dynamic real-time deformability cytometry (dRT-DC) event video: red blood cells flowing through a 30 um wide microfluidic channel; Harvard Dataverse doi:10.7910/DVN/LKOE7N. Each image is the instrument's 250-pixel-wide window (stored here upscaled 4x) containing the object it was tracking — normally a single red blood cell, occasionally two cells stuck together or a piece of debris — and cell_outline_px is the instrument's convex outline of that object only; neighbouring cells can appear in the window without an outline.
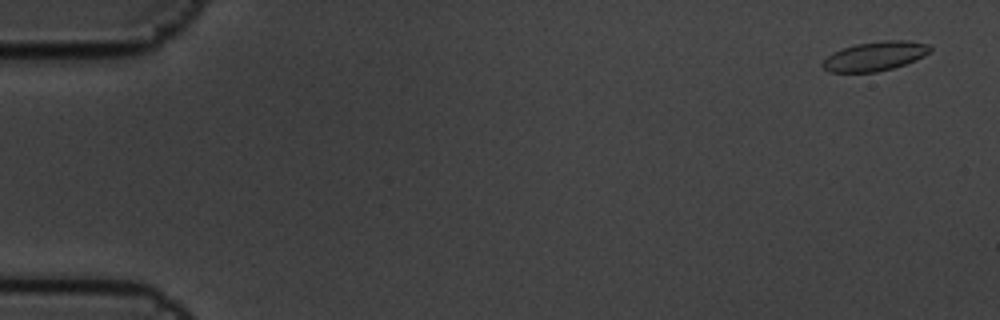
{"species": "common noctule bat (a hibernating species)", "species_latin": "Nyctalus noctula", "temperature_condition": "cold", "stored_images_in_passage": 6, "camera_frame_rate_fps": 3000, "um_per_image_px": 0.085, "animal": {"sex": "male", "body_mass_g": 19.5, "forearm_length_mm": 54.6}, "frame": {"image": 1, "passage_image": 1, "time_ms": 0.0, "image_size_px": [1000, 320], "cell_outline_px": [[932, 48], [924, 56], [916, 60], [892, 68], [876, 72], [828, 72], [820, 64], [832, 52], [856, 44], [884, 40], [908, 40], [928, 44]], "centroid_in_image_um": [74.37, 4.77], "position_along_channel_um": 10.6, "area_um2": 18.26}}
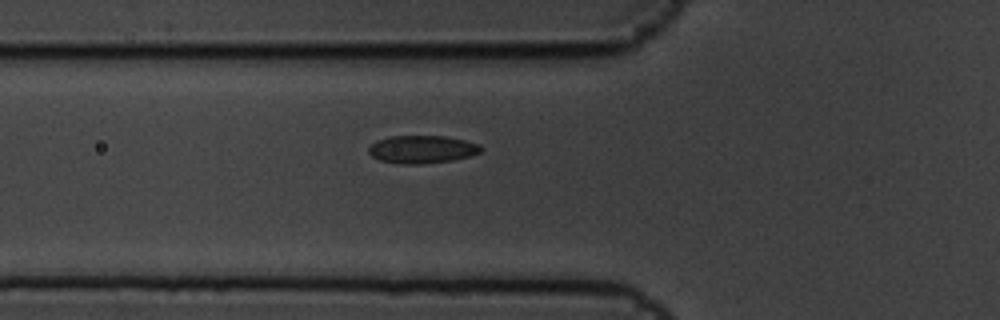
{"frame": {"image": 2, "passage_image": 6, "time_ms": 1.667, "image_size_px": [1000, 320], "cell_outline_px": [[484, 148], [480, 152], [468, 156], [452, 160], [420, 164], [400, 164], [380, 160], [372, 156], [368, 152], [368, 148], [376, 140], [388, 136], [444, 136], [464, 140], [480, 144]], "centroid_in_image_um": [35.86, 12.69], "position_along_channel_um": 89.9, "area_um2": 18.21}}